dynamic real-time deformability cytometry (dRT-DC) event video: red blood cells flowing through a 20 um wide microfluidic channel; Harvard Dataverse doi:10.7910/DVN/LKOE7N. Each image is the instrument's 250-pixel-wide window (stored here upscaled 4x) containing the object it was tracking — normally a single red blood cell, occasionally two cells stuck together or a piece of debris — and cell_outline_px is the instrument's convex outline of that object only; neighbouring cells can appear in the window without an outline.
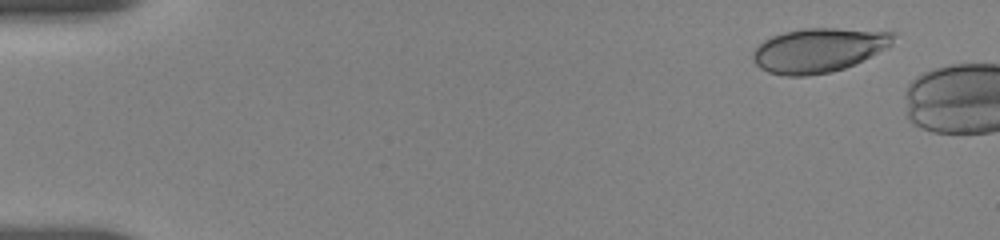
{"species": "human", "species_latin": "Homo sapiens", "temperature_condition": "room temperature", "stored_images_in_passage": 19, "camera_frame_rate_fps": 3000, "um_per_image_px": 0.085, "donor": {"sex": "female"}, "frame": {"image": 1, "passage_image": 7, "time_ms": 1.0, "image_size_px": [1000, 240], "cell_outline_px": [[896, 36], [892, 44], [888, 48], [844, 68], [832, 72], [808, 76], [788, 76], [768, 72], [760, 68], [752, 60], [752, 52], [764, 40], [772, 36], [804, 28], [836, 28], [896, 32]], "centroid_in_image_um": [69.6, 4.26], "position_along_channel_um": 15.4, "area_um2": 36.18}}